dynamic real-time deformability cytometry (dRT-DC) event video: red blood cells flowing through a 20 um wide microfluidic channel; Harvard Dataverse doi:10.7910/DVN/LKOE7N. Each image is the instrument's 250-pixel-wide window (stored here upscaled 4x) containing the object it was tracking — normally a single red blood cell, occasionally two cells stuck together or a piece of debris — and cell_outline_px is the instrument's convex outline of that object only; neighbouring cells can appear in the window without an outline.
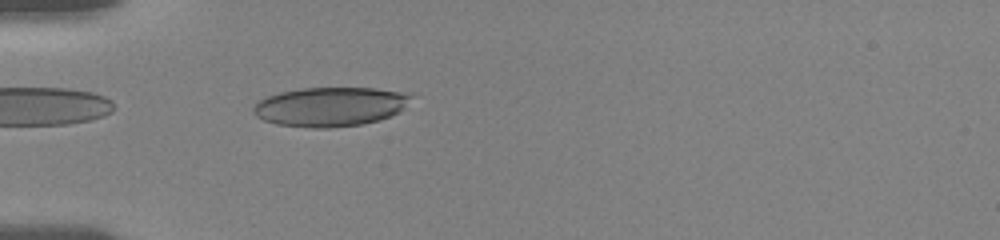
{"species": "human", "species_latin": "Homo sapiens", "temperature_condition": "room temperature", "stored_images_in_passage": 37, "camera_frame_rate_fps": 3000, "um_per_image_px": 0.085, "donor": {"sex": "female"}, "frame": {"image": 1, "passage_image": 3, "time_ms": 0.333, "image_size_px": [1000, 240], "cell_outline_px": [[416, 96], [400, 112], [380, 120], [360, 124], [328, 128], [312, 128], [276, 124], [264, 120], [256, 116], [252, 112], [252, 108], [260, 100], [268, 96], [280, 92], [304, 88], [376, 88], [400, 92]], "centroid_in_image_um": [28.1, 9.07], "position_along_channel_um": 56.9, "area_um2": 36.13}}
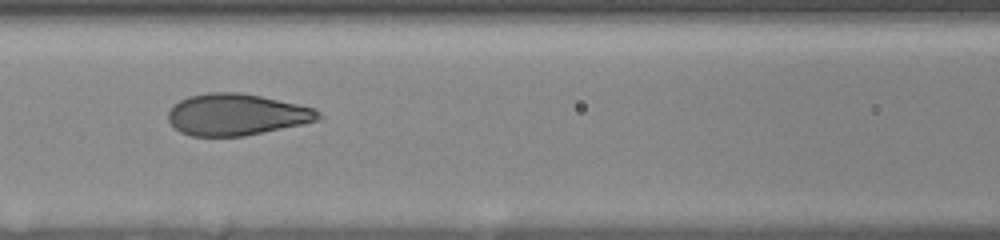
{"frame": {"image": 2, "passage_image": 14, "time_ms": 3.0, "image_size_px": [1000, 240], "cell_outline_px": [[324, 116], [316, 120], [300, 124], [264, 132], [244, 136], [192, 136], [180, 132], [168, 120], [168, 112], [180, 100], [188, 96], [208, 92], [240, 92], [260, 96], [316, 108]], "centroid_in_image_um": [20.1, 9.73], "position_along_channel_um": 146.5, "area_um2": 36.18}}
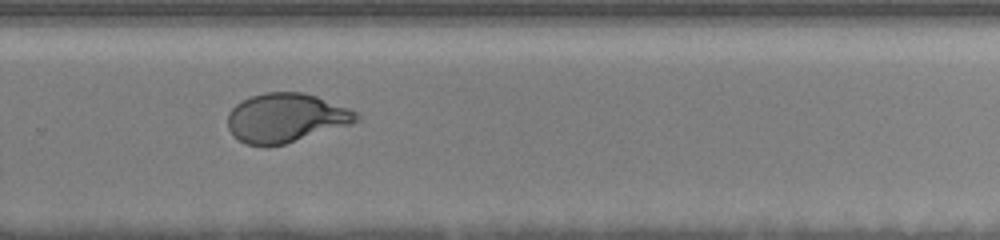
{"frame": {"image": 3, "passage_image": 35, "time_ms": 7.333, "image_size_px": [1000, 240], "cell_outline_px": [[364, 120], [284, 144], [268, 148], [264, 148], [244, 144], [232, 136], [228, 128], [228, 112], [236, 104], [252, 96], [264, 92], [304, 92], [316, 96], [348, 108], [356, 112]], "centroid_in_image_um": [24.27, 10.05], "position_along_channel_um": 305.5, "area_um2": 37.17}}